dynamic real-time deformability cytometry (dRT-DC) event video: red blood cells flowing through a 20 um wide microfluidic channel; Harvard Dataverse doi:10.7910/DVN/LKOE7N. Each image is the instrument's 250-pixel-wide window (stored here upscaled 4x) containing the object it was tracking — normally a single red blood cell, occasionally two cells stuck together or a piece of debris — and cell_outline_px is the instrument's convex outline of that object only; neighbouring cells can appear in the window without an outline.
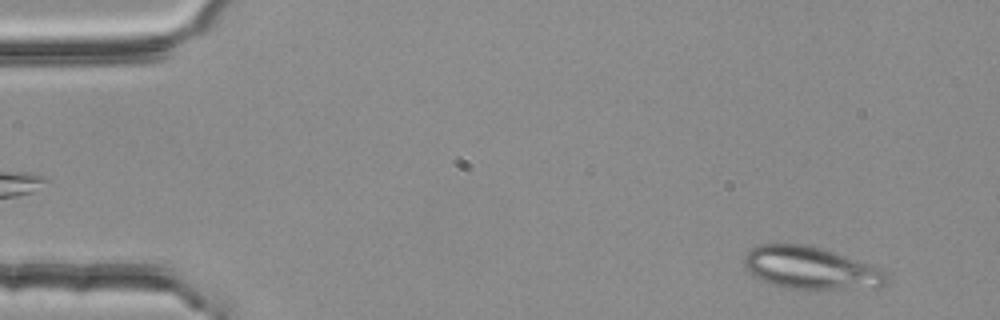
{"species": "common noctule bat (a hibernating species)", "species_latin": "Nyctalus noctula", "temperature_condition": "room temperature", "stored_images_in_passage": 5, "camera_frame_rate_fps": 3000, "um_per_image_px": 0.085, "animal": {"sex": "female", "body_mass_g": 25.1}, "frame": {"image": 1, "passage_image": 1, "time_ms": 0.0, "image_size_px": [1000, 320], "cell_outline_px": [[888, 284], [848, 288], [788, 288], [772, 284], [756, 276], [744, 264], [744, 260], [748, 252], [752, 248], [760, 244], [804, 244], [824, 248], [884, 268], [888, 280]], "centroid_in_image_um": [68.96, 22.74], "position_along_channel_um": 16.0, "area_um2": 34.62}}